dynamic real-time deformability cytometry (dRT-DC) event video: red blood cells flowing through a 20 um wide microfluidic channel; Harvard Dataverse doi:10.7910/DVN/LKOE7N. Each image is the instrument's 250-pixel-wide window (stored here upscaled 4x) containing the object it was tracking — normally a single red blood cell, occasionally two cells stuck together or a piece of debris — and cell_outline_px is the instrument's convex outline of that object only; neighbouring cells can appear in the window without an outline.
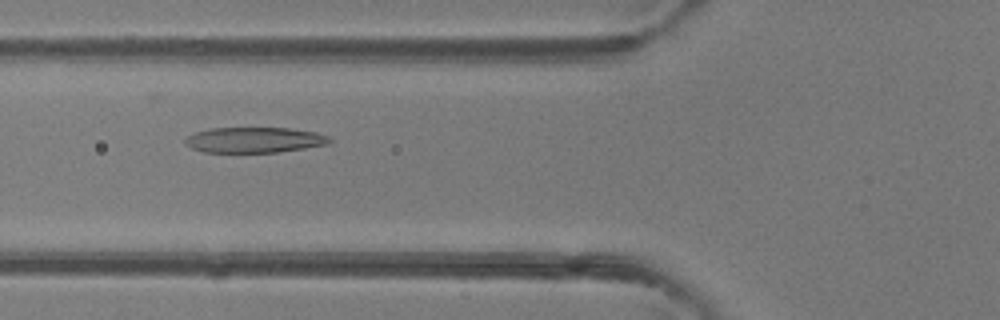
{"species": "common noctule bat (a hibernating species)", "species_latin": "Nyctalus noctula", "temperature_condition": "room temperature", "stored_images_in_passage": 7, "camera_frame_rate_fps": 3000, "um_per_image_px": 0.085, "animal": {"sex": "female"}, "frame": {"image": 1, "passage_image": 7, "time_ms": 2.0, "image_size_px": [1000, 320], "cell_outline_px": [[332, 140], [328, 144], [304, 148], [276, 152], [204, 152], [192, 148], [184, 144], [184, 140], [188, 136], [196, 132], [212, 128], [288, 128], [316, 132], [328, 136]], "centroid_in_image_um": [21.61, 11.89], "position_along_channel_um": 104.2, "area_um2": 21.33}}